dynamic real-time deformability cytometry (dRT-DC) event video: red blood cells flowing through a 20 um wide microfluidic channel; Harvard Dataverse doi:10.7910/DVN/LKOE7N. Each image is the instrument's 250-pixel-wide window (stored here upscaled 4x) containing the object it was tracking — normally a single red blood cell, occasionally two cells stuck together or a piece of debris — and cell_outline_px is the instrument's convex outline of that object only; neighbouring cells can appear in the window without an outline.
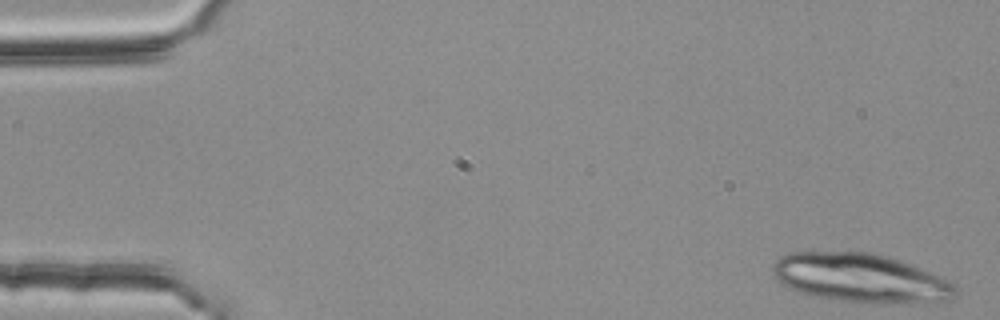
{"species": "common noctule bat (a hibernating species)", "species_latin": "Nyctalus noctula", "temperature_condition": "room temperature", "stored_images_in_passage": 15, "camera_frame_rate_fps": 3000, "um_per_image_px": 0.085, "animal": {"sex": "female", "body_mass_g": 25.1}, "frame": {"image": 1, "passage_image": 1, "time_ms": 0.0, "image_size_px": [1000, 320], "cell_outline_px": [[956, 292], [952, 300], [840, 300], [816, 296], [788, 288], [772, 272], [772, 264], [780, 256], [792, 252], [868, 252], [888, 256], [952, 280], [956, 288]], "centroid_in_image_um": [73.1, 23.56], "position_along_channel_um": 11.9, "area_um2": 50.17}}